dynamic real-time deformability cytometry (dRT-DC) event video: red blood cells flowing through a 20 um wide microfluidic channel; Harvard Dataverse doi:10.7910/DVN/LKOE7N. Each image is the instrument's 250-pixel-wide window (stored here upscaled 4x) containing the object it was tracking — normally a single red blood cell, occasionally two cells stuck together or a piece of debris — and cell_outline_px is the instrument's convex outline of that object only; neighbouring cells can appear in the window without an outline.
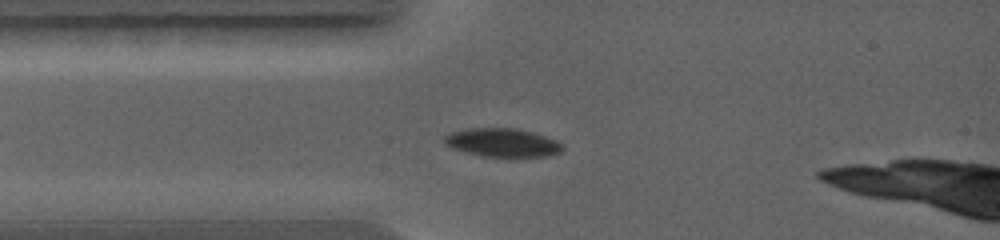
{"species": "common noctule bat (a hibernating species)", "species_latin": "Nyctalus noctula", "temperature_condition": "warm", "stored_images_in_passage": 43, "camera_frame_rate_fps": 5000, "um_per_image_px": 0.085, "animal": {"sex": "female", "body_mass_g": 19.0, "forearm_length_mm": 56.7}, "frame": {"image": 1, "passage_image": 10, "time_ms": 1.8, "image_size_px": [1000, 240], "cell_outline_px": [[564, 148], [560, 152], [548, 156], [480, 156], [464, 152], [452, 148], [444, 144], [444, 136], [452, 132], [468, 128], [516, 128], [532, 132], [556, 140]], "centroid_in_image_um": [42.67, 12.12], "position_along_channel_um": 42.3, "area_um2": 19.48}}
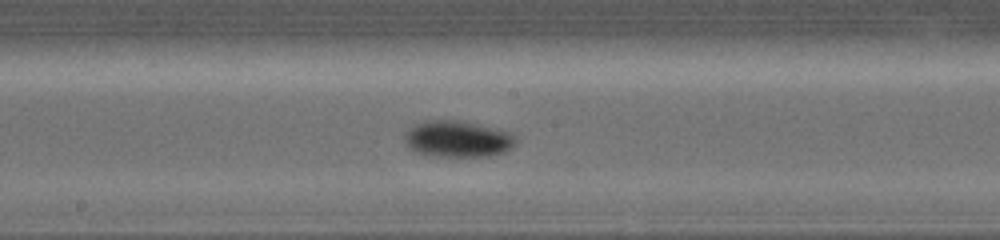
{"frame": {"image": 2, "passage_image": 26, "time_ms": 5.0, "image_size_px": [1000, 240], "cell_outline_px": [[512, 144], [504, 152], [484, 156], [440, 156], [420, 152], [412, 148], [408, 144], [404, 136], [416, 124], [424, 120], [460, 120], [476, 124], [504, 132], [512, 136]], "centroid_in_image_um": [38.84, 11.8], "position_along_channel_um": 209.4, "area_um2": 22.31}}
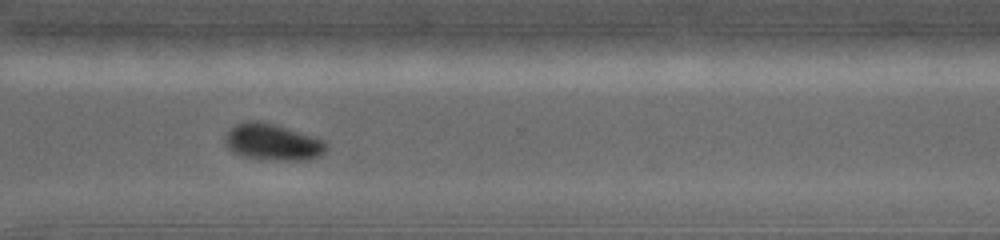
{"frame": {"image": 3, "passage_image": 39, "time_ms": 7.6, "image_size_px": [1000, 240], "cell_outline_px": [[324, 148], [316, 156], [304, 160], [292, 160], [252, 156], [236, 152], [228, 144], [228, 132], [236, 124], [256, 120], [272, 124], [312, 136], [324, 140]], "centroid_in_image_um": [23.21, 12.04], "position_along_channel_um": 347.4, "area_um2": 19.71}}